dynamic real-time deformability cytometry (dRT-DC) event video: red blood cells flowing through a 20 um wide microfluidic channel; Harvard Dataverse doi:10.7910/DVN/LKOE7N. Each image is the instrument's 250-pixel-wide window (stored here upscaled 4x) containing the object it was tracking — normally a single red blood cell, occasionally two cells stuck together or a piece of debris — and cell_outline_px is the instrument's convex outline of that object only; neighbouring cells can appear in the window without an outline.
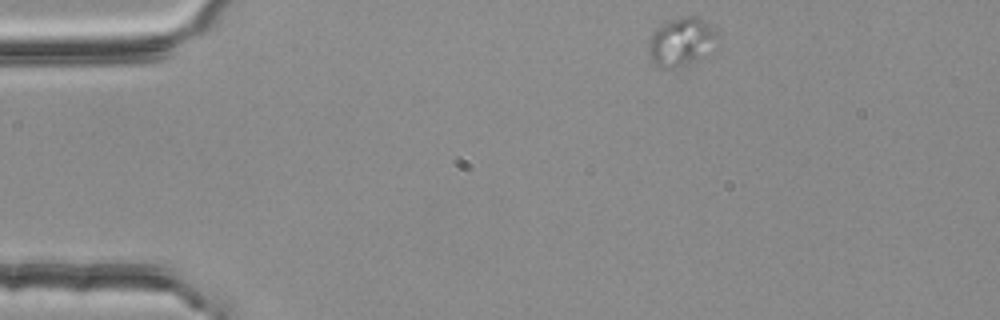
{"species": "common noctule bat (a hibernating species)", "species_latin": "Nyctalus noctula", "temperature_condition": "room temperature", "stored_images_in_passage": 2, "camera_frame_rate_fps": 3000, "um_per_image_px": 0.085, "animal": {"sex": "female", "body_mass_g": 25.1}, "frame": {"image": 1, "passage_image": 1, "time_ms": 0.0, "image_size_px": [1000, 320], "cell_outline_px": [[716, 32], [704, 56], [684, 64], [672, 68], [660, 68], [652, 60], [648, 52], [648, 40], [652, 32], [664, 20], [688, 16], [696, 16], [708, 24]], "centroid_in_image_um": [57.77, 3.52], "position_along_channel_um": 27.2, "area_um2": 18.73}}